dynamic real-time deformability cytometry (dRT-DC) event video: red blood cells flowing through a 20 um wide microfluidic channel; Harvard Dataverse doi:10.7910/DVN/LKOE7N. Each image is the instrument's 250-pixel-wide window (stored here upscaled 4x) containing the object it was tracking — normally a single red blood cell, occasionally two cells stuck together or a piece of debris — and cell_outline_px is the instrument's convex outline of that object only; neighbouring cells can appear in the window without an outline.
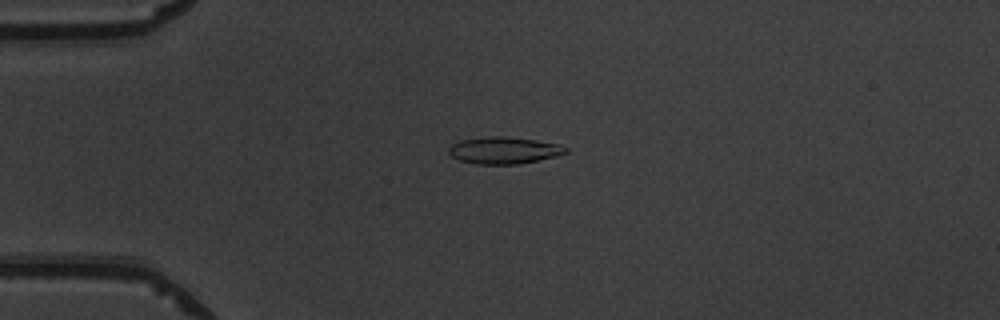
{"species": "common noctule bat (a hibernating species)", "species_latin": "Nyctalus noctula", "temperature_condition": "warm", "stored_images_in_passage": 41, "camera_frame_rate_fps": 3000, "um_per_image_px": 0.085, "animal": {"sex": "male", "body_mass_g": 19.5, "forearm_length_mm": 54.6}, "frame": {"image": 1, "passage_image": 3, "time_ms": 0.667, "image_size_px": [1000, 320], "cell_outline_px": [[568, 152], [556, 156], [516, 164], [476, 164], [460, 160], [452, 156], [448, 152], [448, 148], [452, 144], [460, 140], [488, 136], [504, 136], [536, 140], [560, 144], [568, 148]], "centroid_in_image_um": [42.83, 12.77], "position_along_channel_um": 42.2, "area_um2": 18.26}}
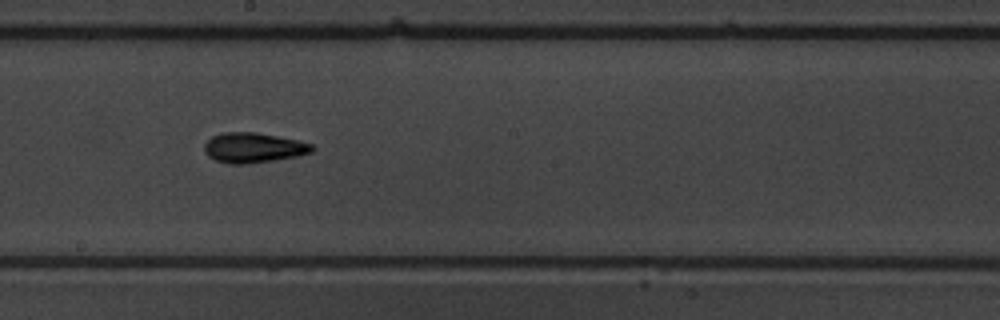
{"frame": {"image": 2, "passage_image": 19, "time_ms": 6.0, "image_size_px": [1000, 320], "cell_outline_px": [[316, 148], [312, 152], [296, 156], [272, 160], [244, 164], [228, 164], [216, 160], [208, 156], [204, 152], [204, 144], [212, 136], [224, 132], [256, 132], [296, 140], [312, 144]], "centroid_in_image_um": [21.51, 12.55], "position_along_channel_um": 226.7, "area_um2": 18.73}}
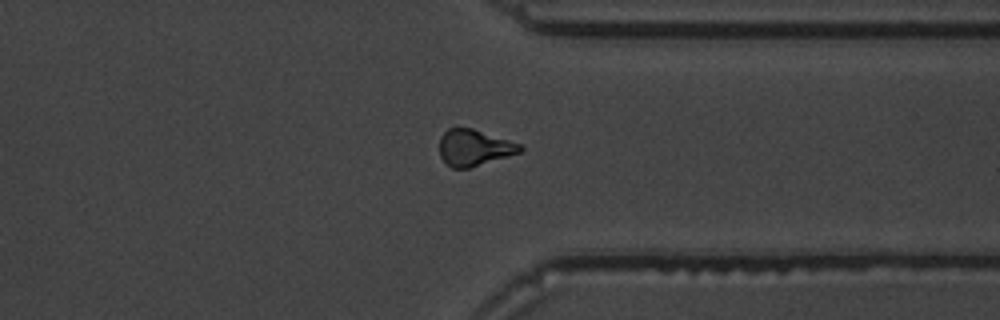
{"frame": {"image": 3, "passage_image": 30, "time_ms": 9.667, "image_size_px": [1000, 320], "cell_outline_px": [[524, 148], [520, 152], [508, 156], [468, 168], [452, 168], [440, 156], [440, 136], [448, 128], [472, 128], [524, 144]], "centroid_in_image_um": [40.34, 12.53], "position_along_channel_um": 371.1, "area_um2": 17.05}, "authors_computed_cell_mechanics": {"area_um2": 17.2244, "velocity_mm_per_s": 3.972, "shape_relaxation_time_tau1_ms": 3.1587, "shape_relaxation_time_tau2_ms": 5.1277, "deformation_change_tau1": 0.1372, "deformation_change_tau2": 0.1232}}